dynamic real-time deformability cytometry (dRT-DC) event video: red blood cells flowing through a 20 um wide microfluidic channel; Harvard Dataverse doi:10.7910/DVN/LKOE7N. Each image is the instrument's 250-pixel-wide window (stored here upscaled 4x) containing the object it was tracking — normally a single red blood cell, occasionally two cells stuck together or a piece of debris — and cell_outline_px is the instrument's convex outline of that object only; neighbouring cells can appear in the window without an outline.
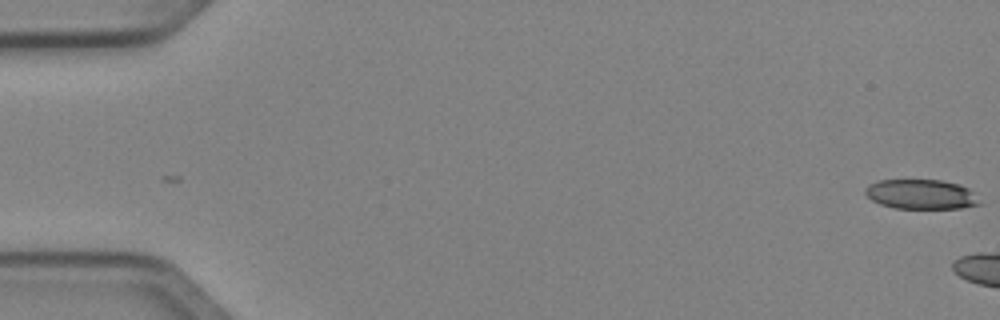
{"species": "Egyptian fruit bat (a non-hibernating species)", "species_latin": "Rousettus aegyptiacus", "temperature_condition": "cold", "stored_images_in_passage": 5, "camera_frame_rate_fps": 3000, "um_per_image_px": 0.085, "animal": {"sex": "female"}, "frame": {"image": 1, "passage_image": 1, "time_ms": 0.0, "image_size_px": [1000, 320], "cell_outline_px": [[984, 204], [960, 208], [896, 208], [880, 204], [872, 200], [864, 192], [864, 188], [868, 184], [880, 180], [940, 180], [960, 184], [968, 188]], "centroid_in_image_um": [78.3, 16.51], "position_along_channel_um": 6.7, "area_um2": 19.83}}